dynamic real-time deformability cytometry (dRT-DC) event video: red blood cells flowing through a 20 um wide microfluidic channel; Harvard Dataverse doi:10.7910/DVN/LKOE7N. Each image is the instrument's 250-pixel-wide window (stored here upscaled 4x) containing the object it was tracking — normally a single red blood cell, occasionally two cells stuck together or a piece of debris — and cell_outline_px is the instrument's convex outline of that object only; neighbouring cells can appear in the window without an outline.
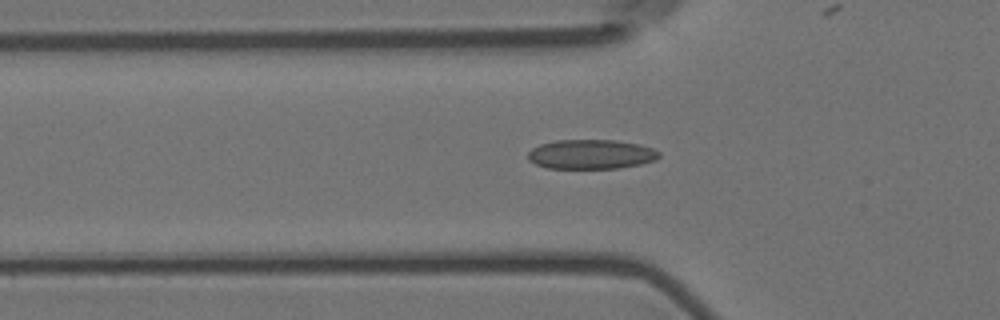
{"species": "Egyptian fruit bat (a non-hibernating species)", "species_latin": "Rousettus aegyptiacus", "temperature_condition": "room temperature", "stored_images_in_passage": 35, "camera_frame_rate_fps": 3000, "um_per_image_px": 0.085, "animal": {"sex": "female"}, "frame": {"image": 1, "passage_image": 2, "time_ms": 0.333, "image_size_px": [1000, 320], "cell_outline_px": [[660, 156], [656, 160], [640, 164], [620, 168], [548, 168], [536, 164], [528, 160], [528, 152], [532, 148], [540, 144], [556, 140], [616, 140], [640, 144], [652, 148], [660, 152]], "centroid_in_image_um": [50.25, 13.11], "position_along_channel_um": 75.5, "area_um2": 22.6}}
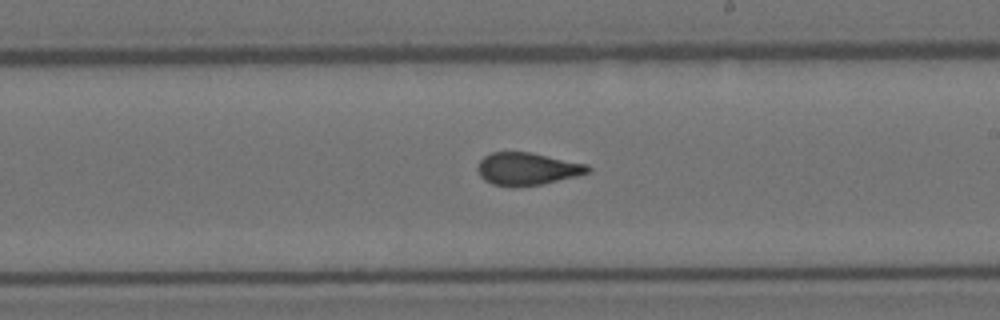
{"frame": {"image": 2, "passage_image": 16, "time_ms": 5.0, "image_size_px": [1000, 320], "cell_outline_px": [[592, 172], [544, 184], [512, 188], [492, 184], [484, 180], [480, 176], [476, 168], [480, 160], [484, 156], [492, 152], [532, 152], [588, 164], [592, 168]], "centroid_in_image_um": [44.83, 14.36], "position_along_channel_um": 244.2, "area_um2": 21.39}}
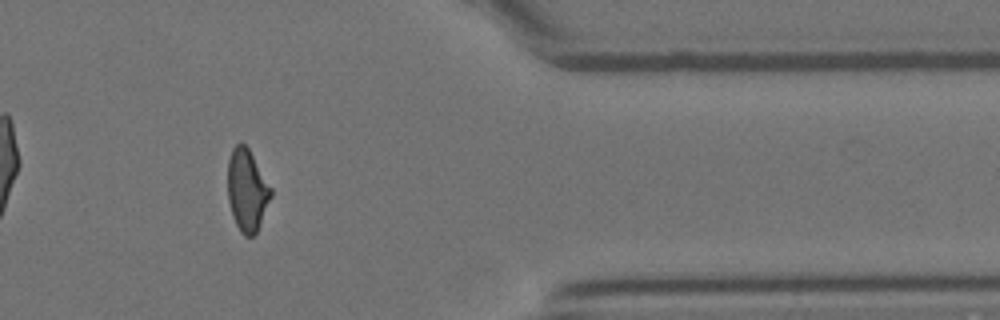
{"frame": {"image": 3, "passage_image": 30, "time_ms": 9.667, "image_size_px": [1000, 320], "cell_outline_px": [[272, 196], [260, 224], [256, 232], [252, 236], [244, 236], [240, 232], [232, 216], [228, 200], [228, 160], [232, 148], [240, 140], [248, 148], [272, 188]], "centroid_in_image_um": [20.99, 16.16], "position_along_channel_um": 390.4, "area_um2": 20.69}}